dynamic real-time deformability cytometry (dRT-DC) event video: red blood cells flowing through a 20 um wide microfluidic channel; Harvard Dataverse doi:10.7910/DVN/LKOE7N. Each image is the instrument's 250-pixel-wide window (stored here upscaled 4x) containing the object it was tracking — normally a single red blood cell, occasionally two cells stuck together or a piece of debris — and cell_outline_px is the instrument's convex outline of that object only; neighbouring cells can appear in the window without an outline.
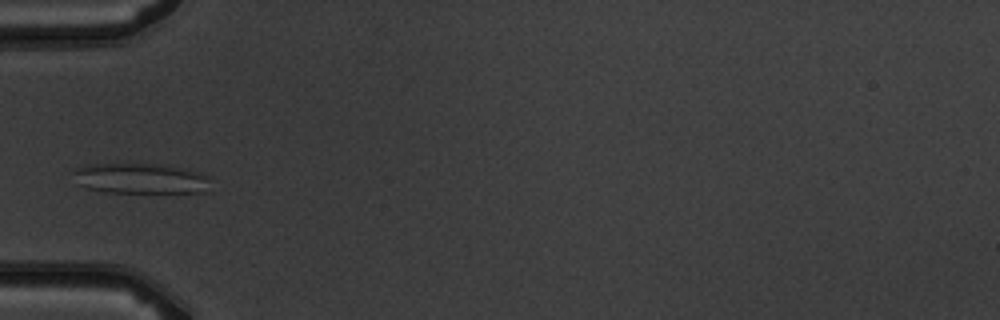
{"species": "common noctule bat (a hibernating species)", "species_latin": "Nyctalus noctula", "temperature_condition": "warm", "stored_images_in_passage": 3, "camera_frame_rate_fps": 3000, "um_per_image_px": 0.085, "animal": {"sex": "male", "body_mass_g": 19.5, "forearm_length_mm": 54.6}, "frame": {"image": 1, "passage_image": 3, "time_ms": 2.333, "image_size_px": [1000, 320], "cell_outline_px": [[208, 192], [108, 192], [88, 188], [80, 184], [72, 172], [76, 168], [88, 164], [128, 160], [160, 164], [184, 168], [200, 172], [208, 176]], "centroid_in_image_um": [11.92, 15.1], "position_along_channel_um": 73.1, "area_um2": 25.14}}